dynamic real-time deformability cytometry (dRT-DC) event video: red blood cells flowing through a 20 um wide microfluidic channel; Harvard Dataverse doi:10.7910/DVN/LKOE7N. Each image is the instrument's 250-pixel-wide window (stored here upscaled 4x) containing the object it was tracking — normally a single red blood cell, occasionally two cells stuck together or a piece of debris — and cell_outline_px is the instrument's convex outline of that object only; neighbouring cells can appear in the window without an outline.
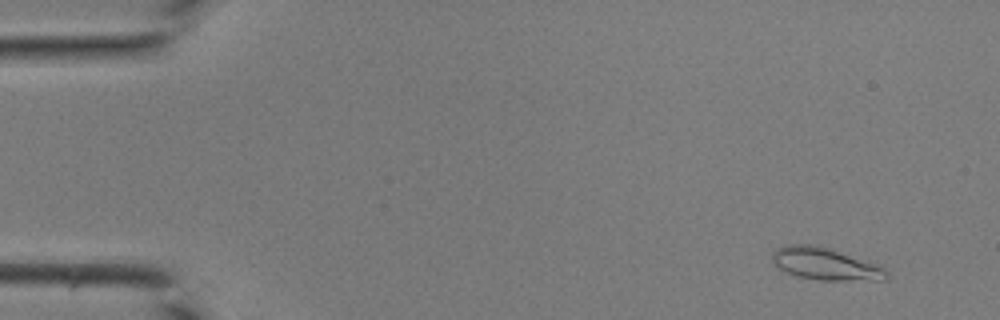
{"species": "common noctule bat (a hibernating species)", "species_latin": "Nyctalus noctula", "temperature_condition": "room temperature", "stored_images_in_passage": 40, "camera_frame_rate_fps": 3000, "um_per_image_px": 0.085, "animal": {"sex": "male", "body_mass_g": 19.0, "forearm_length_mm": 50.8}, "frame": {"image": 1, "passage_image": 1, "time_ms": 0.0, "image_size_px": [1000, 320], "cell_outline_px": [[888, 280], [820, 280], [796, 276], [776, 268], [772, 260], [772, 252], [776, 248], [788, 244], [812, 244], [828, 248], [876, 264], [884, 268], [888, 272]], "centroid_in_image_um": [70.11, 22.44], "position_along_channel_um": 14.9, "area_um2": 21.44}}
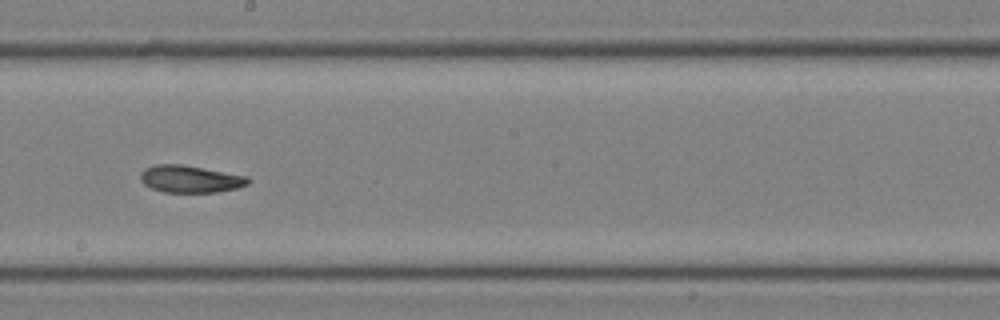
{"frame": {"image": 2, "passage_image": 22, "time_ms": 7.0, "image_size_px": [1000, 320], "cell_outline_px": [[252, 180], [248, 184], [240, 188], [216, 192], [164, 192], [152, 188], [144, 184], [140, 180], [140, 172], [144, 168], [156, 164], [180, 164], [204, 168], [248, 176]], "centroid_in_image_um": [16.19, 15.21], "position_along_channel_um": 232.0, "area_um2": 17.22}}
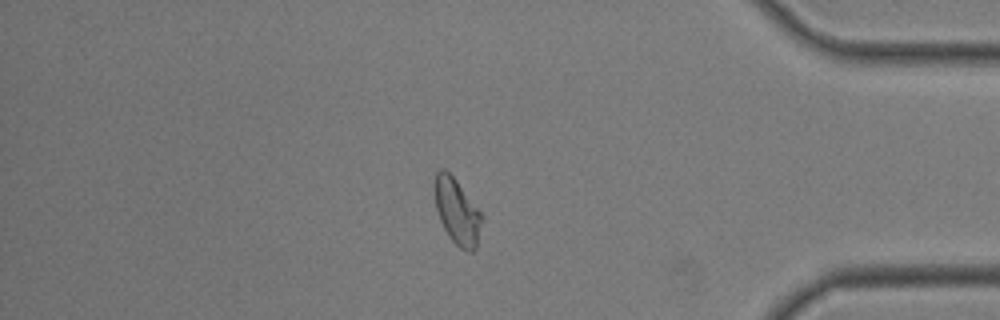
{"frame": {"image": 3, "passage_image": 34, "time_ms": 11.0, "image_size_px": [1000, 320], "cell_outline_px": [[484, 216], [476, 248], [472, 252], [468, 252], [460, 248], [448, 236], [440, 220], [436, 208], [436, 172], [440, 168], [444, 168], [456, 180]], "centroid_in_image_um": [38.89, 18.02], "position_along_channel_um": 396.3, "area_um2": 17.8}}